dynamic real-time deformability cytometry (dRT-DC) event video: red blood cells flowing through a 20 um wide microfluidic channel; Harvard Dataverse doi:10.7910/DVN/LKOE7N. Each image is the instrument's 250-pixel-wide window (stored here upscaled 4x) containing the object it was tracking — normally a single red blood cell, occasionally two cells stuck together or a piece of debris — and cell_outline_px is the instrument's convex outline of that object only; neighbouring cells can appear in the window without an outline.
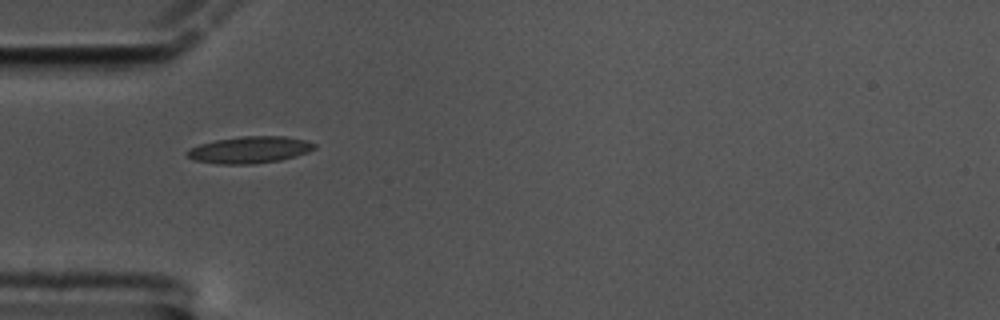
{"species": "common noctule bat (a hibernating species)", "species_latin": "Nyctalus noctula", "temperature_condition": "cold", "stored_images_in_passage": 42, "camera_frame_rate_fps": 3000, "um_per_image_px": 0.085, "animal": {"sex": "male", "body_mass_g": 17.5, "forearm_length_mm": 52.3}, "frame": {"image": 1, "passage_image": 1, "time_ms": 0.0, "image_size_px": [1000, 320], "cell_outline_px": [[316, 148], [308, 152], [296, 156], [280, 160], [252, 164], [220, 164], [192, 160], [184, 152], [188, 148], [200, 144], [216, 140], [240, 136], [284, 136], [304, 140], [316, 144]], "centroid_in_image_um": [21.19, 12.73], "position_along_channel_um": 63.8, "area_um2": 19.94}}
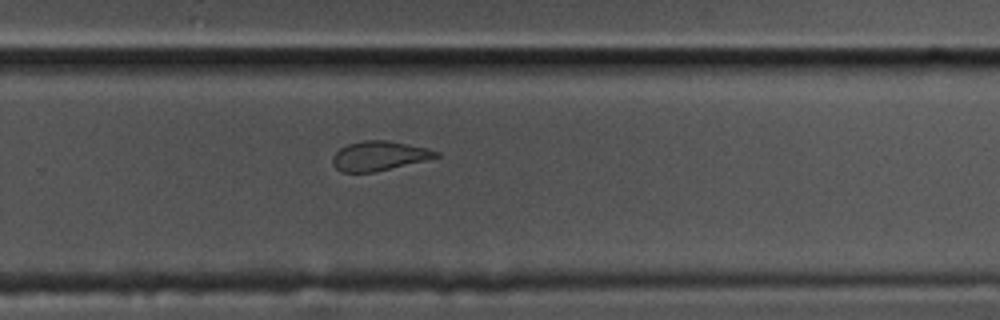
{"frame": {"image": 2, "passage_image": 22, "time_ms": 7.0, "image_size_px": [1000, 320], "cell_outline_px": [[440, 156], [376, 172], [340, 172], [332, 164], [332, 156], [340, 148], [348, 144], [364, 140], [388, 140], [428, 148], [440, 152]], "centroid_in_image_um": [32.2, 13.25], "position_along_channel_um": 297.6, "area_um2": 17.74}}
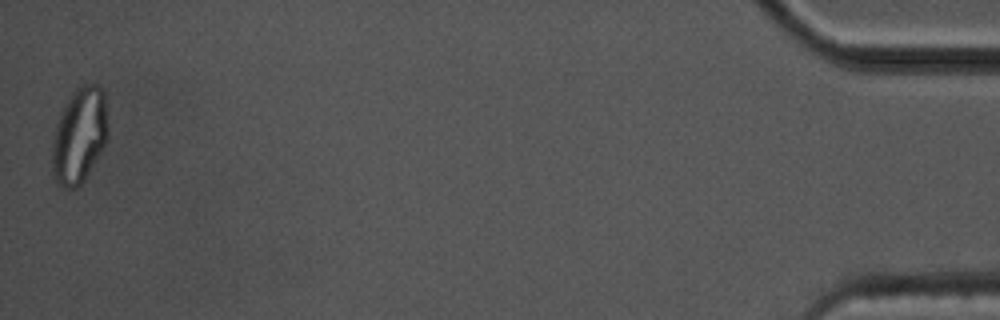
{"frame": {"image": 3, "passage_image": 42, "time_ms": 13.667, "image_size_px": [1000, 320], "cell_outline_px": [[108, 136], [100, 152], [84, 180], [76, 188], [64, 188], [56, 184], [52, 176], [52, 140], [56, 124], [60, 112], [76, 88], [84, 84], [96, 84], [104, 92], [108, 128]], "centroid_in_image_um": [6.72, 11.54], "position_along_channel_um": 428.5, "area_um2": 31.1}, "authors_computed_cell_mechanics": {"area_um2": 19.0162, "velocity_mm_per_s": 3.3525, "shape_relaxation_time_tau1_ms": null, "shape_relaxation_time_tau2_ms": 3.1112, "deformation_change_tau1": null, "deformation_change_tau2": 0.0651}}